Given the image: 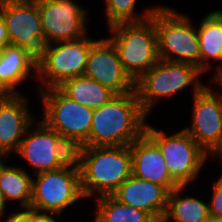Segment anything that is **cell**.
Here are the masks:
<instances>
[{
  "label": "cell",
  "mask_w": 222,
  "mask_h": 222,
  "mask_svg": "<svg viewBox=\"0 0 222 222\" xmlns=\"http://www.w3.org/2000/svg\"><path fill=\"white\" fill-rule=\"evenodd\" d=\"M132 174L165 187L169 192L180 185L171 177L158 146L144 133L130 144Z\"/></svg>",
  "instance_id": "cell-17"
},
{
  "label": "cell",
  "mask_w": 222,
  "mask_h": 222,
  "mask_svg": "<svg viewBox=\"0 0 222 222\" xmlns=\"http://www.w3.org/2000/svg\"><path fill=\"white\" fill-rule=\"evenodd\" d=\"M145 134L158 146L169 174L180 186L197 180L209 154L184 129L168 135L147 124Z\"/></svg>",
  "instance_id": "cell-6"
},
{
  "label": "cell",
  "mask_w": 222,
  "mask_h": 222,
  "mask_svg": "<svg viewBox=\"0 0 222 222\" xmlns=\"http://www.w3.org/2000/svg\"><path fill=\"white\" fill-rule=\"evenodd\" d=\"M92 40L87 35L74 41L46 44L37 58L38 91L58 87L63 81L84 75ZM46 85V86H45Z\"/></svg>",
  "instance_id": "cell-7"
},
{
  "label": "cell",
  "mask_w": 222,
  "mask_h": 222,
  "mask_svg": "<svg viewBox=\"0 0 222 222\" xmlns=\"http://www.w3.org/2000/svg\"><path fill=\"white\" fill-rule=\"evenodd\" d=\"M32 176L25 169L4 163L0 168V190L7 202L18 201V208H30Z\"/></svg>",
  "instance_id": "cell-22"
},
{
  "label": "cell",
  "mask_w": 222,
  "mask_h": 222,
  "mask_svg": "<svg viewBox=\"0 0 222 222\" xmlns=\"http://www.w3.org/2000/svg\"><path fill=\"white\" fill-rule=\"evenodd\" d=\"M16 93L0 79V101L11 99Z\"/></svg>",
  "instance_id": "cell-29"
},
{
  "label": "cell",
  "mask_w": 222,
  "mask_h": 222,
  "mask_svg": "<svg viewBox=\"0 0 222 222\" xmlns=\"http://www.w3.org/2000/svg\"><path fill=\"white\" fill-rule=\"evenodd\" d=\"M211 156H212V158L215 156V157H219L220 158V160L222 161V153H211L210 154ZM221 178H222V174H221V176H220Z\"/></svg>",
  "instance_id": "cell-35"
},
{
  "label": "cell",
  "mask_w": 222,
  "mask_h": 222,
  "mask_svg": "<svg viewBox=\"0 0 222 222\" xmlns=\"http://www.w3.org/2000/svg\"><path fill=\"white\" fill-rule=\"evenodd\" d=\"M43 104L42 120L61 136L88 146L93 109L65 96L57 87L39 91Z\"/></svg>",
  "instance_id": "cell-9"
},
{
  "label": "cell",
  "mask_w": 222,
  "mask_h": 222,
  "mask_svg": "<svg viewBox=\"0 0 222 222\" xmlns=\"http://www.w3.org/2000/svg\"><path fill=\"white\" fill-rule=\"evenodd\" d=\"M123 69L136 82L160 59L158 35L152 17L141 22L119 23L108 28Z\"/></svg>",
  "instance_id": "cell-3"
},
{
  "label": "cell",
  "mask_w": 222,
  "mask_h": 222,
  "mask_svg": "<svg viewBox=\"0 0 222 222\" xmlns=\"http://www.w3.org/2000/svg\"><path fill=\"white\" fill-rule=\"evenodd\" d=\"M52 215H57V218L61 216L55 213H44L34 210V222H59Z\"/></svg>",
  "instance_id": "cell-28"
},
{
  "label": "cell",
  "mask_w": 222,
  "mask_h": 222,
  "mask_svg": "<svg viewBox=\"0 0 222 222\" xmlns=\"http://www.w3.org/2000/svg\"><path fill=\"white\" fill-rule=\"evenodd\" d=\"M93 222H157L150 214L117 200L113 195L97 197Z\"/></svg>",
  "instance_id": "cell-23"
},
{
  "label": "cell",
  "mask_w": 222,
  "mask_h": 222,
  "mask_svg": "<svg viewBox=\"0 0 222 222\" xmlns=\"http://www.w3.org/2000/svg\"><path fill=\"white\" fill-rule=\"evenodd\" d=\"M30 74L37 78V58L31 52L14 44L0 48V79L16 94H20L17 86L26 82Z\"/></svg>",
  "instance_id": "cell-18"
},
{
  "label": "cell",
  "mask_w": 222,
  "mask_h": 222,
  "mask_svg": "<svg viewBox=\"0 0 222 222\" xmlns=\"http://www.w3.org/2000/svg\"><path fill=\"white\" fill-rule=\"evenodd\" d=\"M112 195L124 204L145 211L157 222L163 221L169 196L165 187L132 174Z\"/></svg>",
  "instance_id": "cell-14"
},
{
  "label": "cell",
  "mask_w": 222,
  "mask_h": 222,
  "mask_svg": "<svg viewBox=\"0 0 222 222\" xmlns=\"http://www.w3.org/2000/svg\"><path fill=\"white\" fill-rule=\"evenodd\" d=\"M214 77H212V80H210V83H216L215 85H217V91H219V94L222 97V69L214 72L213 74ZM214 81V82H213ZM220 89V90H218Z\"/></svg>",
  "instance_id": "cell-31"
},
{
  "label": "cell",
  "mask_w": 222,
  "mask_h": 222,
  "mask_svg": "<svg viewBox=\"0 0 222 222\" xmlns=\"http://www.w3.org/2000/svg\"><path fill=\"white\" fill-rule=\"evenodd\" d=\"M8 203H6L2 191L0 190V217H4L3 215L6 214V205Z\"/></svg>",
  "instance_id": "cell-32"
},
{
  "label": "cell",
  "mask_w": 222,
  "mask_h": 222,
  "mask_svg": "<svg viewBox=\"0 0 222 222\" xmlns=\"http://www.w3.org/2000/svg\"><path fill=\"white\" fill-rule=\"evenodd\" d=\"M28 101L22 94L0 101V153L8 157L18 151L28 127L35 121Z\"/></svg>",
  "instance_id": "cell-16"
},
{
  "label": "cell",
  "mask_w": 222,
  "mask_h": 222,
  "mask_svg": "<svg viewBox=\"0 0 222 222\" xmlns=\"http://www.w3.org/2000/svg\"><path fill=\"white\" fill-rule=\"evenodd\" d=\"M187 186H179L169 192L168 205L162 222H207L211 217L208 202L194 196L181 197Z\"/></svg>",
  "instance_id": "cell-21"
},
{
  "label": "cell",
  "mask_w": 222,
  "mask_h": 222,
  "mask_svg": "<svg viewBox=\"0 0 222 222\" xmlns=\"http://www.w3.org/2000/svg\"><path fill=\"white\" fill-rule=\"evenodd\" d=\"M200 47V70L209 72L213 66L210 60L219 64L213 72L222 69V10L206 14L197 26Z\"/></svg>",
  "instance_id": "cell-19"
},
{
  "label": "cell",
  "mask_w": 222,
  "mask_h": 222,
  "mask_svg": "<svg viewBox=\"0 0 222 222\" xmlns=\"http://www.w3.org/2000/svg\"><path fill=\"white\" fill-rule=\"evenodd\" d=\"M105 18L108 28L119 23L141 22L151 17L155 6L137 13L136 0H105Z\"/></svg>",
  "instance_id": "cell-24"
},
{
  "label": "cell",
  "mask_w": 222,
  "mask_h": 222,
  "mask_svg": "<svg viewBox=\"0 0 222 222\" xmlns=\"http://www.w3.org/2000/svg\"><path fill=\"white\" fill-rule=\"evenodd\" d=\"M207 222H221V219L210 218Z\"/></svg>",
  "instance_id": "cell-36"
},
{
  "label": "cell",
  "mask_w": 222,
  "mask_h": 222,
  "mask_svg": "<svg viewBox=\"0 0 222 222\" xmlns=\"http://www.w3.org/2000/svg\"><path fill=\"white\" fill-rule=\"evenodd\" d=\"M54 147L55 159L60 168L80 170L83 145L78 140L60 136Z\"/></svg>",
  "instance_id": "cell-25"
},
{
  "label": "cell",
  "mask_w": 222,
  "mask_h": 222,
  "mask_svg": "<svg viewBox=\"0 0 222 222\" xmlns=\"http://www.w3.org/2000/svg\"><path fill=\"white\" fill-rule=\"evenodd\" d=\"M65 96L91 109L108 103L116 93L86 75L63 81L57 87Z\"/></svg>",
  "instance_id": "cell-20"
},
{
  "label": "cell",
  "mask_w": 222,
  "mask_h": 222,
  "mask_svg": "<svg viewBox=\"0 0 222 222\" xmlns=\"http://www.w3.org/2000/svg\"><path fill=\"white\" fill-rule=\"evenodd\" d=\"M84 75L116 94L135 90V82L123 69L117 50L108 38L96 39L91 45Z\"/></svg>",
  "instance_id": "cell-13"
},
{
  "label": "cell",
  "mask_w": 222,
  "mask_h": 222,
  "mask_svg": "<svg viewBox=\"0 0 222 222\" xmlns=\"http://www.w3.org/2000/svg\"><path fill=\"white\" fill-rule=\"evenodd\" d=\"M212 197L208 202L211 218L222 219V178L212 183Z\"/></svg>",
  "instance_id": "cell-26"
},
{
  "label": "cell",
  "mask_w": 222,
  "mask_h": 222,
  "mask_svg": "<svg viewBox=\"0 0 222 222\" xmlns=\"http://www.w3.org/2000/svg\"><path fill=\"white\" fill-rule=\"evenodd\" d=\"M16 211L9 213L4 222H34V209L22 208V211Z\"/></svg>",
  "instance_id": "cell-27"
},
{
  "label": "cell",
  "mask_w": 222,
  "mask_h": 222,
  "mask_svg": "<svg viewBox=\"0 0 222 222\" xmlns=\"http://www.w3.org/2000/svg\"><path fill=\"white\" fill-rule=\"evenodd\" d=\"M151 17L158 35L159 58L200 69L197 26L192 25L189 17L164 5L156 6Z\"/></svg>",
  "instance_id": "cell-4"
},
{
  "label": "cell",
  "mask_w": 222,
  "mask_h": 222,
  "mask_svg": "<svg viewBox=\"0 0 222 222\" xmlns=\"http://www.w3.org/2000/svg\"><path fill=\"white\" fill-rule=\"evenodd\" d=\"M84 198L79 169L58 168L38 173L32 179L30 208L38 212L61 215Z\"/></svg>",
  "instance_id": "cell-8"
},
{
  "label": "cell",
  "mask_w": 222,
  "mask_h": 222,
  "mask_svg": "<svg viewBox=\"0 0 222 222\" xmlns=\"http://www.w3.org/2000/svg\"><path fill=\"white\" fill-rule=\"evenodd\" d=\"M0 14L10 44L20 46L38 58L45 46L39 6L35 0H0Z\"/></svg>",
  "instance_id": "cell-10"
},
{
  "label": "cell",
  "mask_w": 222,
  "mask_h": 222,
  "mask_svg": "<svg viewBox=\"0 0 222 222\" xmlns=\"http://www.w3.org/2000/svg\"><path fill=\"white\" fill-rule=\"evenodd\" d=\"M131 175L130 145L83 146L80 179L85 198L112 195Z\"/></svg>",
  "instance_id": "cell-2"
},
{
  "label": "cell",
  "mask_w": 222,
  "mask_h": 222,
  "mask_svg": "<svg viewBox=\"0 0 222 222\" xmlns=\"http://www.w3.org/2000/svg\"><path fill=\"white\" fill-rule=\"evenodd\" d=\"M212 153H222V138L220 141V145Z\"/></svg>",
  "instance_id": "cell-34"
},
{
  "label": "cell",
  "mask_w": 222,
  "mask_h": 222,
  "mask_svg": "<svg viewBox=\"0 0 222 222\" xmlns=\"http://www.w3.org/2000/svg\"><path fill=\"white\" fill-rule=\"evenodd\" d=\"M6 158L8 159L9 157L5 153H0V168L4 165Z\"/></svg>",
  "instance_id": "cell-33"
},
{
  "label": "cell",
  "mask_w": 222,
  "mask_h": 222,
  "mask_svg": "<svg viewBox=\"0 0 222 222\" xmlns=\"http://www.w3.org/2000/svg\"><path fill=\"white\" fill-rule=\"evenodd\" d=\"M203 72L188 63L159 59L140 79L135 82V90L143 111L149 116L161 98L174 96L188 86H193V95L205 84L199 79Z\"/></svg>",
  "instance_id": "cell-5"
},
{
  "label": "cell",
  "mask_w": 222,
  "mask_h": 222,
  "mask_svg": "<svg viewBox=\"0 0 222 222\" xmlns=\"http://www.w3.org/2000/svg\"><path fill=\"white\" fill-rule=\"evenodd\" d=\"M147 117L136 90L116 94L108 103L93 109L88 146L130 145L145 133Z\"/></svg>",
  "instance_id": "cell-1"
},
{
  "label": "cell",
  "mask_w": 222,
  "mask_h": 222,
  "mask_svg": "<svg viewBox=\"0 0 222 222\" xmlns=\"http://www.w3.org/2000/svg\"><path fill=\"white\" fill-rule=\"evenodd\" d=\"M35 122L36 120L28 127L15 154L27 161L36 175L60 168L55 159L54 145L61 135L51 129L43 120L38 121L39 124L36 128ZM32 126L34 127L32 128Z\"/></svg>",
  "instance_id": "cell-15"
},
{
  "label": "cell",
  "mask_w": 222,
  "mask_h": 222,
  "mask_svg": "<svg viewBox=\"0 0 222 222\" xmlns=\"http://www.w3.org/2000/svg\"><path fill=\"white\" fill-rule=\"evenodd\" d=\"M207 86L193 95L192 125L184 130L210 156L222 138V97Z\"/></svg>",
  "instance_id": "cell-12"
},
{
  "label": "cell",
  "mask_w": 222,
  "mask_h": 222,
  "mask_svg": "<svg viewBox=\"0 0 222 222\" xmlns=\"http://www.w3.org/2000/svg\"><path fill=\"white\" fill-rule=\"evenodd\" d=\"M7 44H10V41L7 34L6 23L0 14V48L6 46Z\"/></svg>",
  "instance_id": "cell-30"
},
{
  "label": "cell",
  "mask_w": 222,
  "mask_h": 222,
  "mask_svg": "<svg viewBox=\"0 0 222 222\" xmlns=\"http://www.w3.org/2000/svg\"><path fill=\"white\" fill-rule=\"evenodd\" d=\"M39 6L45 45L81 39L88 33V11L74 0H35Z\"/></svg>",
  "instance_id": "cell-11"
}]
</instances>
